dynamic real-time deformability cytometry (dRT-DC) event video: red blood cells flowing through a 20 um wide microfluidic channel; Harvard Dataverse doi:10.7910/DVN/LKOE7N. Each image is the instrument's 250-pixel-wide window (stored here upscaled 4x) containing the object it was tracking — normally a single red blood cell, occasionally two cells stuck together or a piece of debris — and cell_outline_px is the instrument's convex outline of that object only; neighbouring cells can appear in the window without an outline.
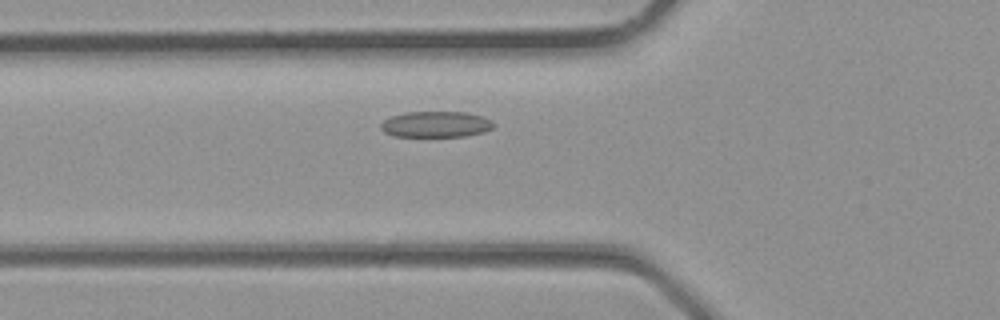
{"species": "common noctule bat (a hibernating species)", "species_latin": "Nyctalus noctula", "temperature_condition": "room temperature", "stored_images_in_passage": 24, "camera_frame_rate_fps": 3000, "um_per_image_px": 0.085, "animal": {"sex": "male", "body_mass_g": 23.1, "forearm_length_mm": 52.7}, "frame": {"image": 1, "passage_image": 2, "time_ms": 0.333, "image_size_px": [1000, 320], "cell_outline_px": [[496, 124], [492, 128], [484, 132], [464, 136], [396, 136], [384, 132], [380, 128], [380, 124], [384, 120], [392, 116], [404, 112], [468, 112], [484, 116], [492, 120]], "centroid_in_image_um": [37.09, 10.55], "position_along_channel_um": 88.7, "area_um2": 17.17}}
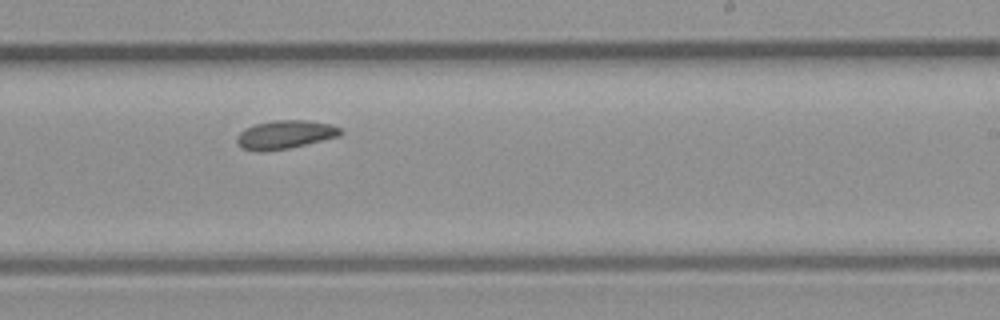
{"frame": {"image": 2, "passage_image": 11, "time_ms": 3.333, "image_size_px": [1000, 320], "cell_outline_px": [[344, 132], [340, 136], [288, 148], [260, 152], [256, 152], [244, 148], [236, 140], [236, 136], [244, 128], [256, 124], [272, 120], [308, 120], [332, 124], [340, 128]], "centroid_in_image_um": [24.25, 11.43], "position_along_channel_um": 264.8, "area_um2": 17.22}}
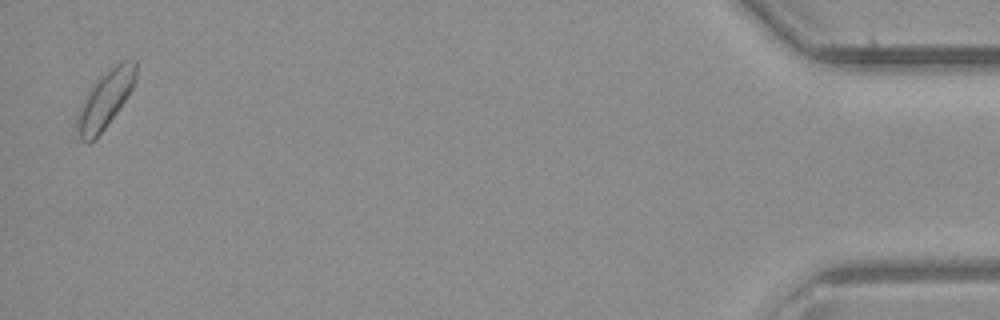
{"frame": {"image": 3, "passage_image": 24, "time_ms": 7.667, "image_size_px": [1000, 320], "cell_outline_px": [[136, 80], [128, 96], [104, 128], [88, 144], [80, 140], [76, 124], [76, 116], [88, 92], [100, 76], [112, 64], [120, 60], [136, 60]], "centroid_in_image_um": [8.96, 8.4], "position_along_channel_um": 426.2, "area_um2": 19.36}}